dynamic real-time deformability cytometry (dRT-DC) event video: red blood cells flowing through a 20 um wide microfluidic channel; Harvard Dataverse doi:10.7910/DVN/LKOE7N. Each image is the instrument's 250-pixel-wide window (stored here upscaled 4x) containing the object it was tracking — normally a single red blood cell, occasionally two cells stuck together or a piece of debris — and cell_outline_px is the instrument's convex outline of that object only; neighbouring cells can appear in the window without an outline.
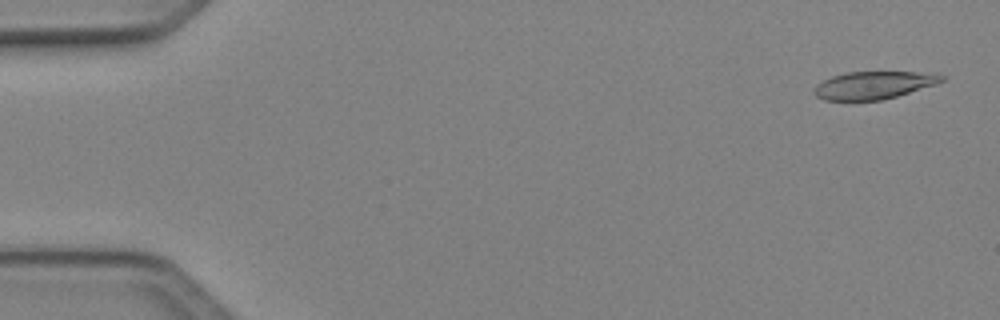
{"species": "Egyptian fruit bat (a non-hibernating species)", "species_latin": "Rousettus aegyptiacus", "temperature_condition": "cold", "stored_images_in_passage": 49, "camera_frame_rate_fps": 3000, "um_per_image_px": 0.085, "animal": {"sex": "female"}, "frame": {"image": 1, "passage_image": 2, "time_ms": 0.333, "image_size_px": [1000, 320], "cell_outline_px": [[948, 76], [944, 80], [936, 84], [896, 96], [880, 100], [824, 100], [816, 96], [812, 92], [816, 84], [832, 76], [848, 72], [916, 72]], "centroid_in_image_um": [74.23, 7.24], "position_along_channel_um": 10.8, "area_um2": 20.35}}
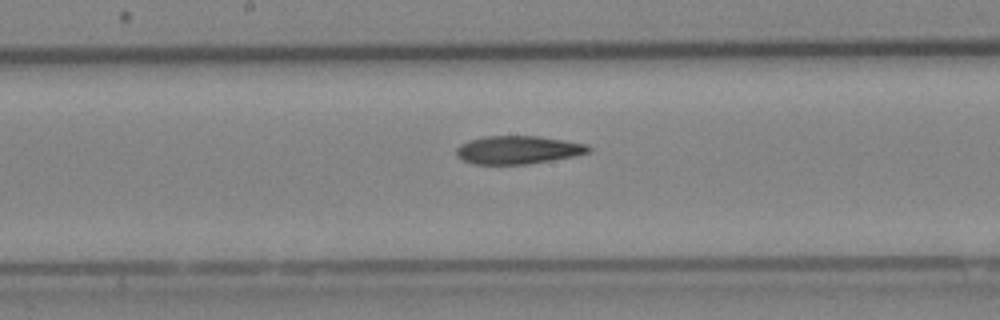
{"frame": {"image": 2, "passage_image": 26, "time_ms": 8.333, "image_size_px": [1000, 320], "cell_outline_px": [[592, 152], [576, 156], [528, 164], [472, 164], [456, 156], [456, 148], [460, 144], [468, 140], [484, 136], [536, 136], [564, 140], [588, 144], [592, 148]], "centroid_in_image_um": [44.05, 12.74], "position_along_channel_um": 204.1, "area_um2": 21.91}}
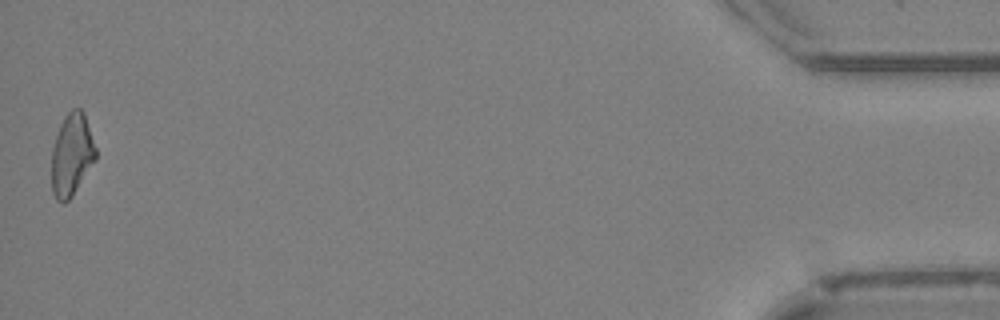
{"frame": {"image": 3, "passage_image": 49, "time_ms": 16.0, "image_size_px": [1000, 320], "cell_outline_px": [[96, 160], [72, 196], [64, 204], [56, 200], [52, 192], [52, 148], [60, 124], [64, 116], [72, 108], [80, 108], [84, 112], [96, 148]], "centroid_in_image_um": [6.1, 13.15], "position_along_channel_um": 429.1, "area_um2": 21.27}, "authors_computed_cell_mechanics": {"area_um2": 21.964, "velocity_mm_per_s": 4.1199, "shape_relaxation_time_tau1_ms": null, "shape_relaxation_time_tau2_ms": 11.0175, "deformation_change_tau1": null, "deformation_change_tau2": 0.2733}}